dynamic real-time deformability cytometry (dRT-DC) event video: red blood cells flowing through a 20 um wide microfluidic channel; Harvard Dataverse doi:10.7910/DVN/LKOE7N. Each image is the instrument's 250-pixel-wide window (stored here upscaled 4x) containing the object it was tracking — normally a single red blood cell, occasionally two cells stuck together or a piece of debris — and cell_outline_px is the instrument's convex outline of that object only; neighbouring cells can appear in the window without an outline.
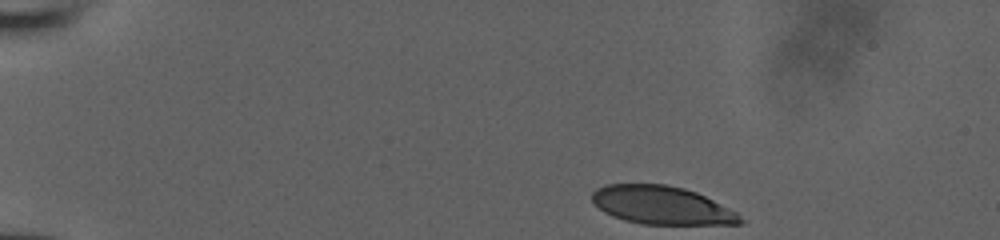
{"species": "human", "species_latin": "Homo sapiens", "temperature_condition": "room temperature", "stored_images_in_passage": 38, "camera_frame_rate_fps": 3000, "um_per_image_px": 0.085, "donor": {"sex": "male"}, "frame": {"image": 1, "passage_image": 1, "time_ms": 0.0, "image_size_px": [1000, 240], "cell_outline_px": [[748, 220], [744, 224], [640, 224], [624, 220], [612, 216], [604, 212], [592, 200], [592, 192], [596, 188], [604, 184], [664, 184], [684, 188], [696, 192], [736, 212]], "centroid_in_image_um": [56.26, 17.45], "position_along_channel_um": 28.7, "area_um2": 33.06}}
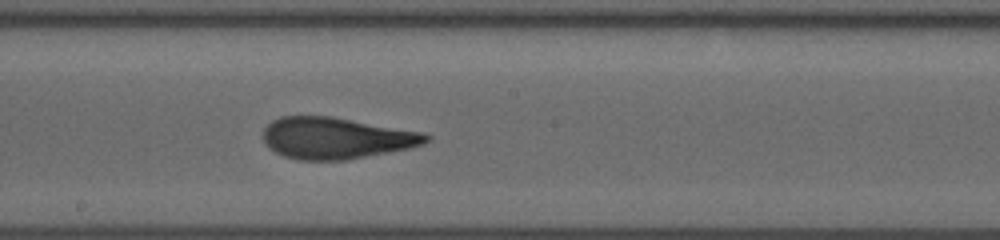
{"frame": {"image": 2, "passage_image": 22, "time_ms": 7.0, "image_size_px": [1000, 240], "cell_outline_px": [[432, 136], [424, 144], [408, 148], [388, 152], [344, 160], [300, 160], [284, 156], [268, 148], [264, 144], [264, 128], [272, 120], [280, 116], [332, 116], [424, 132]], "centroid_in_image_um": [28.56, 11.73], "position_along_channel_um": 219.6, "area_um2": 39.42}}
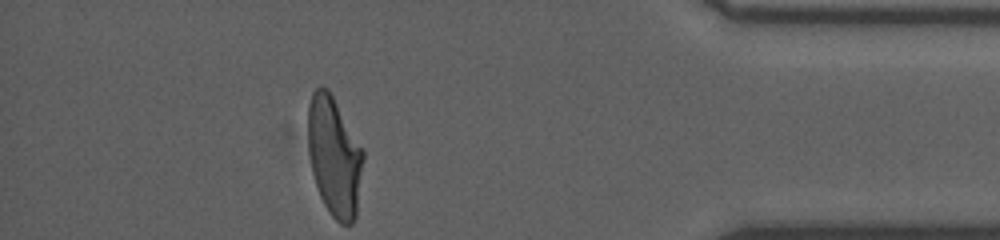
{"frame": {"image": 3, "passage_image": 38, "time_ms": 12.333, "image_size_px": [1000, 240], "cell_outline_px": [[364, 160], [356, 216], [352, 224], [340, 224], [332, 216], [324, 204], [320, 196], [312, 172], [308, 152], [308, 104], [312, 92], [316, 88], [328, 88], [364, 148]], "centroid_in_image_um": [28.43, 13.29], "position_along_channel_um": 406.8, "area_um2": 38.84}}